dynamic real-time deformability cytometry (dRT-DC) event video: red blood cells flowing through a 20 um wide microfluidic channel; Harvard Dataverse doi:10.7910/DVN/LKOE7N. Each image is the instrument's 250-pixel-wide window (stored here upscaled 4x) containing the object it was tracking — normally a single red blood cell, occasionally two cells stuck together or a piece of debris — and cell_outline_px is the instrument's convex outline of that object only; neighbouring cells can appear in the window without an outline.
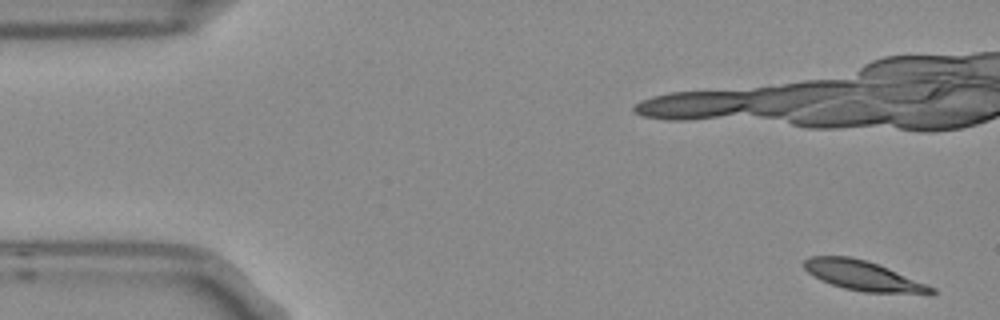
{"species": "Egyptian fruit bat (a non-hibernating species)", "species_latin": "Rousettus aegyptiacus", "temperature_condition": "room temperature", "stored_images_in_passage": 8, "camera_frame_rate_fps": 3000, "um_per_image_px": 0.085, "frame": {"image": 1, "passage_image": 1, "time_ms": 0.0, "image_size_px": [1000, 320], "cell_outline_px": [[936, 292], [932, 296], [864, 292], [844, 288], [820, 280], [808, 272], [804, 268], [804, 260], [808, 256], [848, 256], [864, 260], [888, 268], [928, 284], [936, 288]], "centroid_in_image_um": [73.48, 23.48], "position_along_channel_um": 11.5, "area_um2": 22.48}}